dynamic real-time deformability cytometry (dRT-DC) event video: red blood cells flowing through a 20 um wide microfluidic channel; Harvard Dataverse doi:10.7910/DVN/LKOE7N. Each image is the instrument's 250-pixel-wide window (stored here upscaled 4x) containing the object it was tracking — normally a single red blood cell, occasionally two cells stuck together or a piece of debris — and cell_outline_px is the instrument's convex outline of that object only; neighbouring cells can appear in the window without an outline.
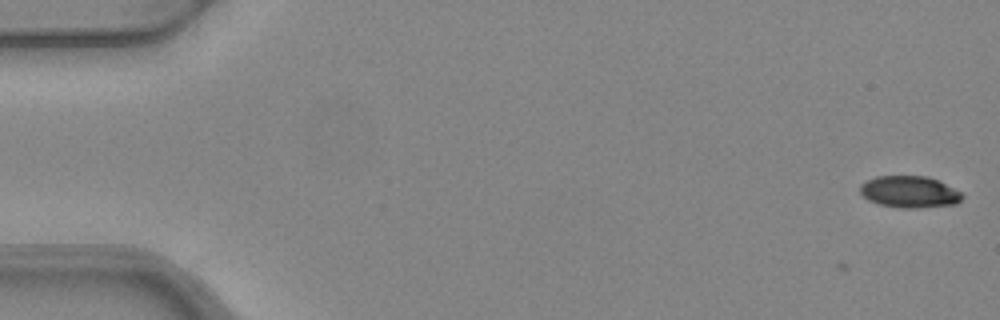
{"species": "common noctule bat (a hibernating species)", "species_latin": "Nyctalus noctula", "temperature_condition": "warm", "stored_images_in_passage": 2, "camera_frame_rate_fps": 3000, "um_per_image_px": 0.085, "animal": {"sex": "female", "body_mass_g": 24.6, "forearm_length_mm": 56.2}, "frame": {"image": 1, "passage_image": 2, "time_ms": 0.333, "image_size_px": [1000, 320], "cell_outline_px": [[964, 196], [956, 204], [916, 208], [900, 208], [880, 204], [868, 200], [860, 192], [860, 184], [876, 176], [928, 176], [960, 192]], "centroid_in_image_um": [77.28, 16.31], "position_along_channel_um": 7.7, "area_um2": 18.67}}